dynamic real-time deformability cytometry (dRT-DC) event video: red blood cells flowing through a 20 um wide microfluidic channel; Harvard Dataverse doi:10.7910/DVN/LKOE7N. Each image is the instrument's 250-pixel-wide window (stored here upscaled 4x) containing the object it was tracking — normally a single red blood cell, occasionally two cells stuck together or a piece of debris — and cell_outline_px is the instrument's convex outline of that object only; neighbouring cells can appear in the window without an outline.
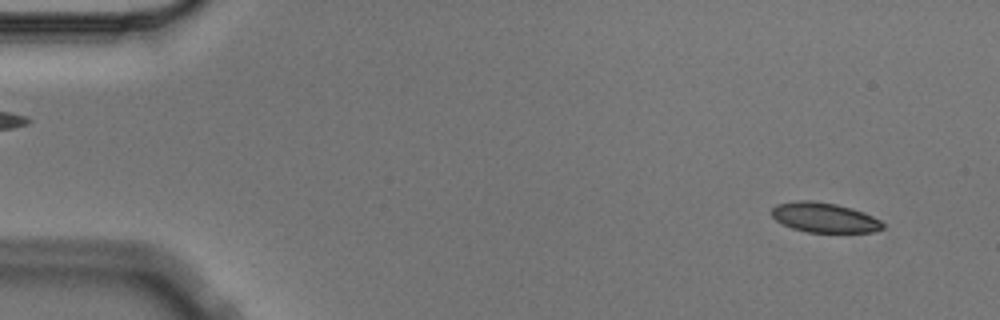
{"species": "Egyptian fruit bat (a non-hibernating species)", "species_latin": "Rousettus aegyptiacus", "temperature_condition": "cold", "stored_images_in_passage": 4, "camera_frame_rate_fps": 3000, "um_per_image_px": 0.085, "animal": {"sex": "male"}, "frame": {"image": 1, "passage_image": 1, "time_ms": 0.0, "image_size_px": [1000, 320], "cell_outline_px": [[884, 228], [876, 232], [808, 232], [792, 228], [776, 220], [768, 212], [776, 204], [796, 200], [812, 200], [836, 204], [852, 208], [872, 216], [880, 220], [884, 224]], "centroid_in_image_um": [70.05, 18.48], "position_along_channel_um": 15.0, "area_um2": 19.42}}
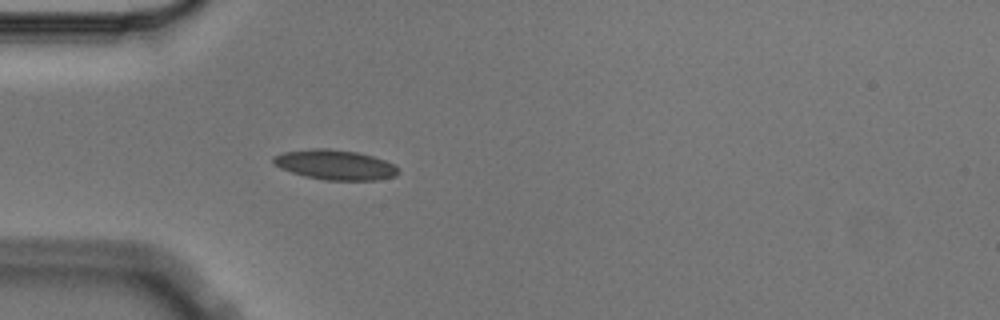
{"frame": {"image": 2, "passage_image": 4, "time_ms": 1.0, "image_size_px": [1000, 320], "cell_outline_px": [[400, 172], [396, 176], [380, 180], [324, 180], [304, 176], [280, 168], [272, 164], [272, 156], [284, 152], [312, 148], [328, 148], [356, 152], [372, 156], [384, 160], [392, 164]], "centroid_in_image_um": [28.45, 14.01], "position_along_channel_um": 56.6, "area_um2": 21.85}}